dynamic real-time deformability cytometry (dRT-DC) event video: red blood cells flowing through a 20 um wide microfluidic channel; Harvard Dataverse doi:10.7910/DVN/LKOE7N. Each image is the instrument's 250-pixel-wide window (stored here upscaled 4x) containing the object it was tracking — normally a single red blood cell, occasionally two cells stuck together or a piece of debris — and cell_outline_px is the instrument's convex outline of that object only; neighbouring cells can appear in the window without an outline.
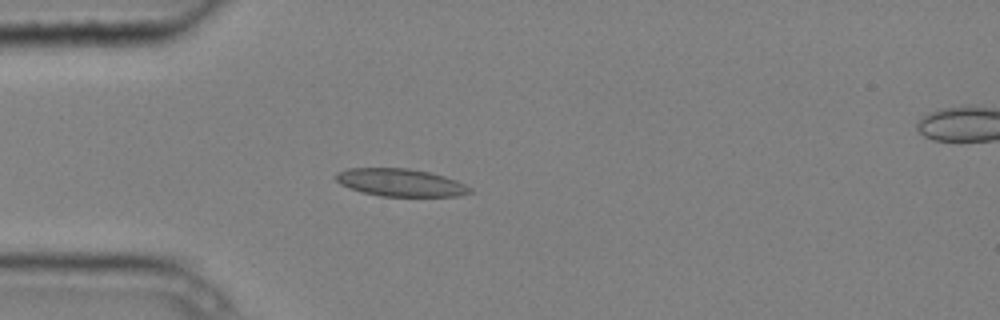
{"species": "common noctule bat (a hibernating species)", "species_latin": "Nyctalus noctula", "temperature_condition": "cold", "stored_images_in_passage": 4, "camera_frame_rate_fps": 3000, "um_per_image_px": 0.085, "animal": {"sex": "male", "body_mass_g": 20.4}, "frame": {"image": 1, "passage_image": 3, "time_ms": 0.667, "image_size_px": [1000, 320], "cell_outline_px": [[472, 192], [460, 196], [380, 196], [360, 192], [340, 184], [332, 176], [336, 172], [348, 168], [408, 168], [428, 172], [444, 176], [456, 180], [472, 188]], "centroid_in_image_um": [34.0, 15.51], "position_along_channel_um": 51.0, "area_um2": 21.73}}